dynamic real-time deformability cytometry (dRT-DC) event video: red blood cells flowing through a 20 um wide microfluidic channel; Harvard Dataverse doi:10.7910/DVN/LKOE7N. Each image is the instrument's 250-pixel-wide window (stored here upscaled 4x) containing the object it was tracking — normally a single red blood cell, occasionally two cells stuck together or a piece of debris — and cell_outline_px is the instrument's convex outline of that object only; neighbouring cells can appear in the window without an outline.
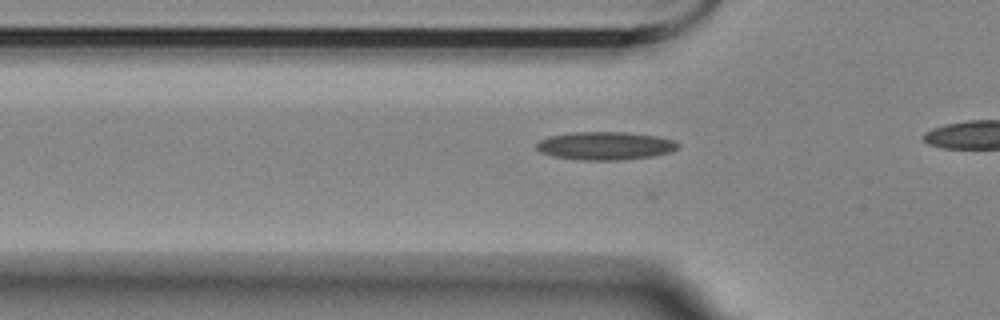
{"species": "Egyptian fruit bat (a non-hibernating species)", "species_latin": "Rousettus aegyptiacus", "temperature_condition": "room temperature", "stored_images_in_passage": 8, "camera_frame_rate_fps": 3000, "um_per_image_px": 0.085, "animal": {"sex": "female"}, "frame": {"image": 1, "passage_image": 2, "time_ms": 0.333, "image_size_px": [1000, 320], "cell_outline_px": [[680, 144], [672, 152], [652, 156], [624, 160], [580, 160], [552, 156], [540, 152], [536, 148], [536, 144], [540, 140], [548, 136], [572, 132], [628, 132], [656, 136], [672, 140]], "centroid_in_image_um": [51.42, 12.39], "position_along_channel_um": 74.4, "area_um2": 23.29}}
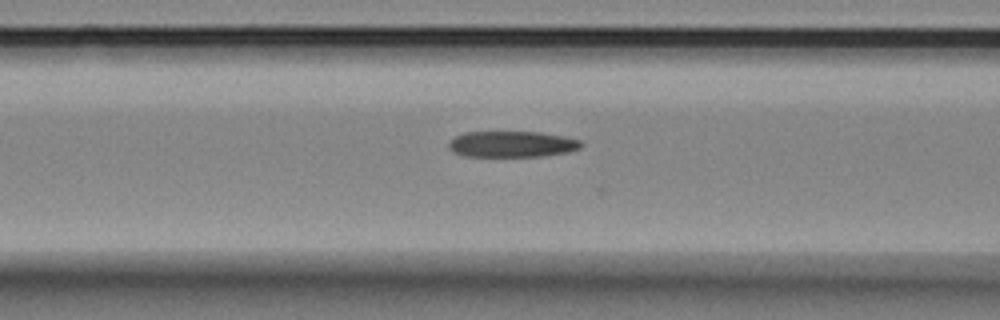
{"frame": {"image": 2, "passage_image": 6, "time_ms": 1.667, "image_size_px": [1000, 320], "cell_outline_px": [[584, 144], [580, 148], [568, 152], [544, 156], [464, 156], [452, 152], [448, 148], [448, 140], [464, 132], [540, 132], [564, 136], [580, 140]], "centroid_in_image_um": [43.5, 12.25], "position_along_channel_um": 123.1, "area_um2": 20.29}}